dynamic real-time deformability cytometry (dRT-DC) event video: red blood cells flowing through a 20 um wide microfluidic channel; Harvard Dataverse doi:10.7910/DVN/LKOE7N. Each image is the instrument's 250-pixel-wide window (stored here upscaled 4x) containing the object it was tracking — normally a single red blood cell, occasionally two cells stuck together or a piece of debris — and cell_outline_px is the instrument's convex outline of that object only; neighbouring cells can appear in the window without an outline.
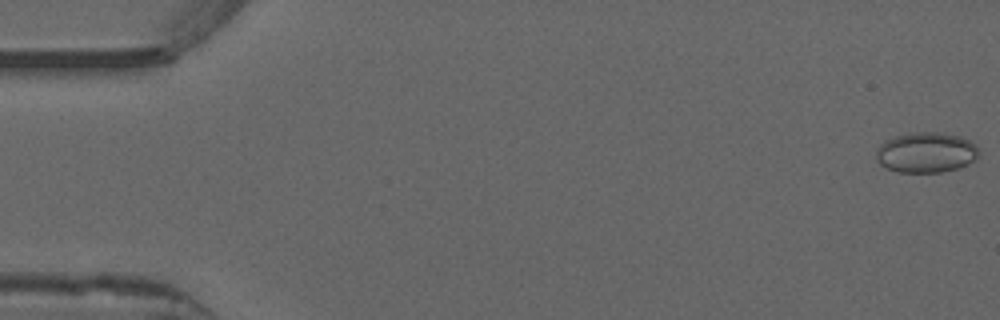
{"species": "common noctule bat (a hibernating species)", "species_latin": "Nyctalus noctula", "temperature_condition": "warm", "stored_images_in_passage": 52, "camera_frame_rate_fps": 3000, "um_per_image_px": 0.085, "animal": {"sex": "male", "forearm_length_mm": 52.5}, "frame": {"image": 1, "passage_image": 1, "time_ms": 0.0, "image_size_px": [1000, 320], "cell_outline_px": [[980, 152], [976, 160], [968, 164], [956, 168], [940, 172], [900, 172], [888, 168], [880, 164], [876, 160], [876, 152], [880, 144], [884, 140], [896, 136], [912, 132], [944, 132], [960, 136], [976, 144]], "centroid_in_image_um": [78.74, 12.94], "position_along_channel_um": 6.3, "area_um2": 24.33}}
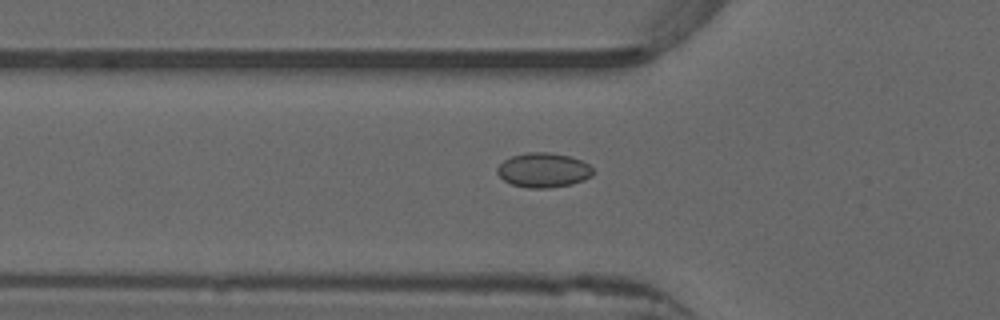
{"frame": {"image": 2, "passage_image": 18, "time_ms": 5.667, "image_size_px": [1000, 320], "cell_outline_px": [[592, 176], [584, 180], [572, 184], [548, 188], [528, 188], [512, 184], [504, 180], [496, 172], [496, 168], [504, 160], [512, 156], [528, 152], [548, 152], [572, 156], [588, 164], [592, 168]], "centroid_in_image_um": [46.19, 14.46], "position_along_channel_um": 79.6, "area_um2": 19.31}}
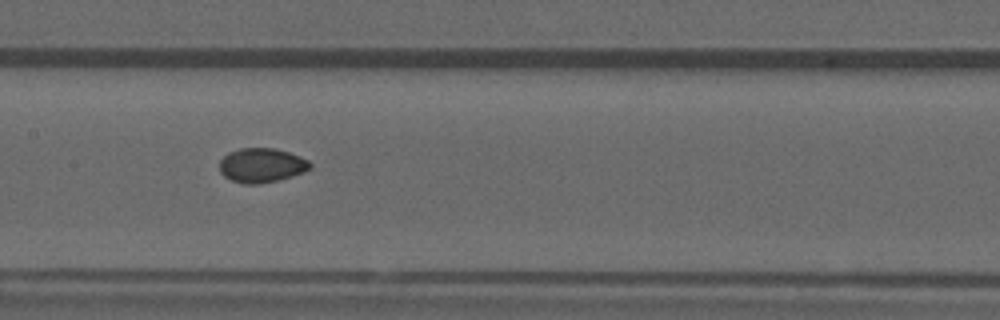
{"frame": {"image": 3, "passage_image": 26, "time_ms": 8.333, "image_size_px": [1000, 320], "cell_outline_px": [[312, 168], [304, 172], [292, 176], [276, 180], [256, 184], [244, 184], [232, 180], [224, 176], [220, 172], [220, 160], [228, 152], [240, 148], [276, 148], [300, 156], [308, 160], [312, 164]], "centroid_in_image_um": [22.25, 14.04], "position_along_channel_um": 185.2, "area_um2": 18.15}, "authors_computed_cell_mechanics": {"area_um2": 18.1203, "velocity_mm_per_s": 3.9326, "shape_relaxation_time_tau1_ms": null, "shape_relaxation_time_tau2_ms": 2.1093, "deformation_change_tau1": null, "deformation_change_tau2": 0.0412}}